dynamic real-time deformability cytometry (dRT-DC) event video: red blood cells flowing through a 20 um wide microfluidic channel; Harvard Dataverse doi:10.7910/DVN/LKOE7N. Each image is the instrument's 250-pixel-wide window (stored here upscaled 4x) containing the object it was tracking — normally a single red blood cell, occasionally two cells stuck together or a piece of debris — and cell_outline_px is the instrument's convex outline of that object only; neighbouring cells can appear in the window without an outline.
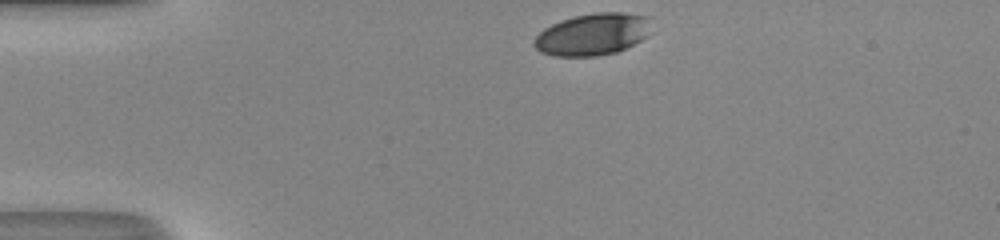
{"species": "human", "species_latin": "Homo sapiens", "temperature_condition": "room temperature", "stored_images_in_passage": 31, "camera_frame_rate_fps": 3000, "um_per_image_px": 0.085, "donor": {"sex": "male"}, "frame": {"image": 1, "passage_image": 1, "time_ms": 0.0, "image_size_px": [1000, 240], "cell_outline_px": [[648, 16], [644, 36], [640, 40], [616, 52], [596, 56], [556, 56], [540, 52], [532, 44], [532, 40], [544, 28], [560, 20], [576, 16], [596, 12], [624, 12]], "centroid_in_image_um": [50.27, 2.92], "position_along_channel_um": 34.7, "area_um2": 28.15}}
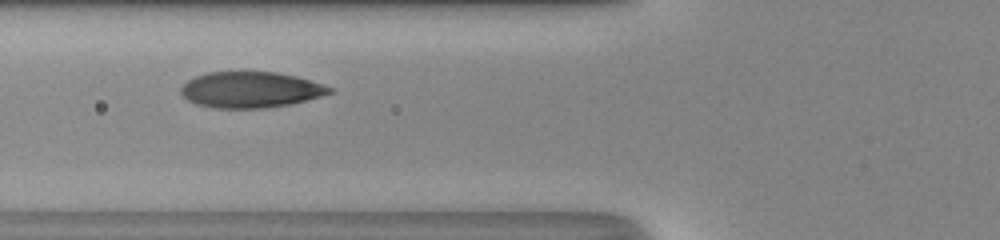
{"frame": {"image": 2, "passage_image": 10, "time_ms": 3.0, "image_size_px": [1000, 240], "cell_outline_px": [[332, 92], [320, 96], [288, 104], [264, 108], [212, 108], [196, 104], [188, 100], [180, 92], [180, 88], [188, 80], [196, 76], [208, 72], [276, 72], [296, 76], [332, 88]], "centroid_in_image_um": [21.24, 7.63], "position_along_channel_um": 104.6, "area_um2": 30.75}}
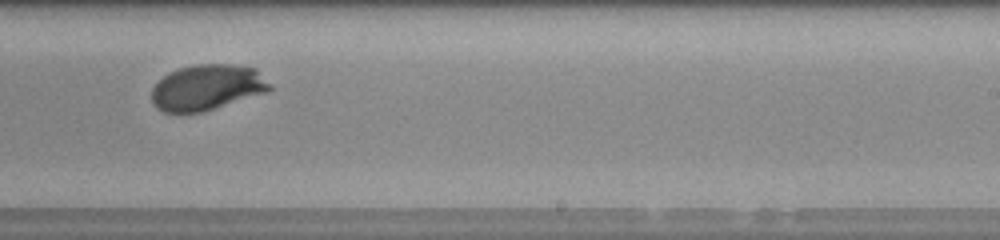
{"frame": {"image": 3, "passage_image": 22, "time_ms": 7.0, "image_size_px": [1000, 240], "cell_outline_px": [[272, 88], [268, 92], [200, 112], [164, 112], [156, 108], [152, 104], [152, 88], [168, 72], [180, 68], [196, 64], [232, 64], [256, 68]], "centroid_in_image_um": [17.59, 7.42], "position_along_channel_um": 271.4, "area_um2": 31.21}, "authors_computed_cell_mechanics": {"area_um2": 31.5588, "velocity_mm_per_s": 4.1876, "shape_relaxation_time_tau1_ms": 2.5724, "shape_relaxation_time_tau2_ms": null, "deformation_change_tau1": 0.1604, "deformation_change_tau2": null}}